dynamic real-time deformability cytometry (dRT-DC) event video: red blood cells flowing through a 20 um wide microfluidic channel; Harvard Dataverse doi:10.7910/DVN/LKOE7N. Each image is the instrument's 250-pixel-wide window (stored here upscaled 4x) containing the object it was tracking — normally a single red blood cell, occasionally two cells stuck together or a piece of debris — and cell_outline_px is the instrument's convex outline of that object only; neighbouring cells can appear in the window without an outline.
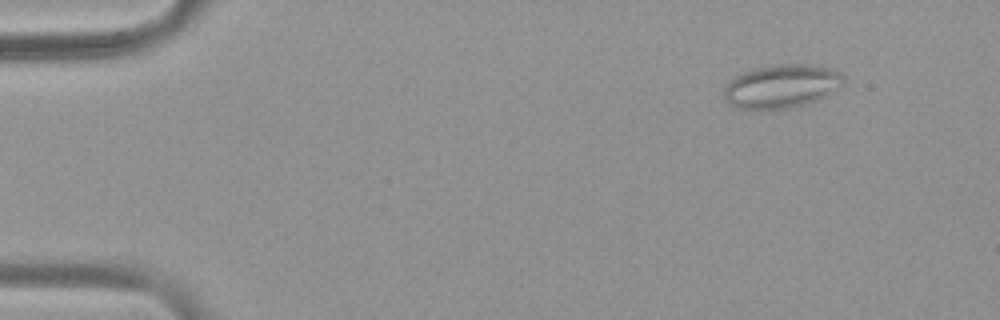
{"species": "common noctule bat (a hibernating species)", "species_latin": "Nyctalus noctula", "temperature_condition": "warm", "stored_images_in_passage": 3, "camera_frame_rate_fps": 3000, "um_per_image_px": 0.085, "animal": {"sex": "female", "body_mass_g": 19.9}, "frame": {"image": 1, "passage_image": 1, "time_ms": 0.0, "image_size_px": [1000, 320], "cell_outline_px": [[844, 84], [824, 96], [816, 100], [804, 104], [788, 108], [740, 108], [724, 100], [724, 84], [732, 76], [740, 72], [752, 68], [768, 64], [820, 64], [832, 68], [840, 72], [844, 76]], "centroid_in_image_um": [66.41, 7.27], "position_along_channel_um": 18.6, "area_um2": 30.69}}